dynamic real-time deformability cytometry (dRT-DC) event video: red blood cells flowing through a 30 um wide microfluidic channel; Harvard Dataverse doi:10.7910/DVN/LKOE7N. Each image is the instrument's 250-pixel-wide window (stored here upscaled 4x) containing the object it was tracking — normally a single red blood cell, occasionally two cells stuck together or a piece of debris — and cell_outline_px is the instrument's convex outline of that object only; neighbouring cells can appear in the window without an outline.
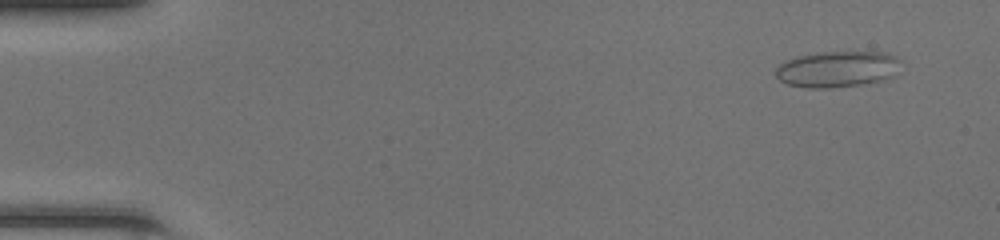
{"species": "common noctule bat (a hibernating species)", "species_latin": "Nyctalus noctula", "temperature_condition": "room temperature", "stored_images_in_passage": 49, "camera_frame_rate_fps": 3000, "um_per_image_px": 0.085, "animal": {"sex": "female", "body_mass_g": 20.0, "forearm_length_mm": 54.0}, "frame": {"image": 1, "passage_image": 4, "time_ms": 1.0, "image_size_px": [1000, 240], "cell_outline_px": [[900, 60], [892, 76], [884, 80], [864, 84], [832, 88], [808, 88], [788, 84], [780, 80], [776, 76], [776, 68], [784, 60], [796, 56], [816, 52], [880, 52], [896, 56]], "centroid_in_image_um": [71.12, 5.87], "position_along_channel_um": 13.9, "area_um2": 26.36}}
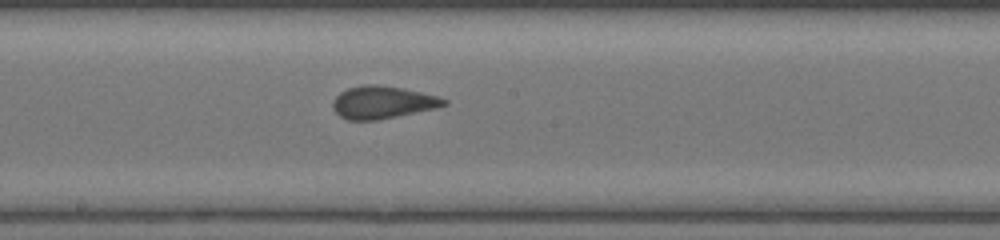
{"frame": {"image": 2, "passage_image": 27, "time_ms": 8.667, "image_size_px": [1000, 240], "cell_outline_px": [[448, 104], [436, 108], [376, 120], [348, 120], [340, 116], [332, 108], [332, 100], [340, 92], [348, 88], [368, 84], [376, 84], [404, 88], [440, 96], [448, 100]], "centroid_in_image_um": [32.53, 8.69], "position_along_channel_um": 215.7, "area_um2": 21.15}}
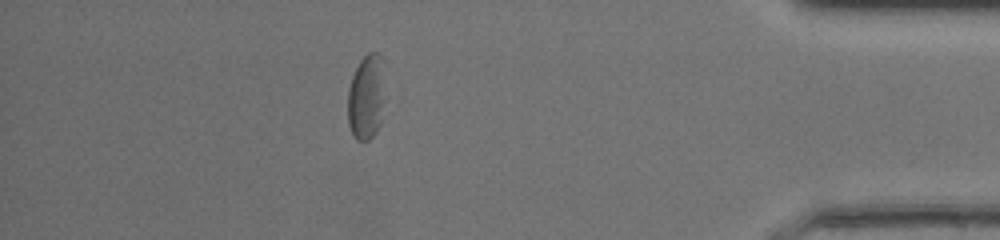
{"frame": {"image": 3, "passage_image": 43, "time_ms": 14.0, "image_size_px": [1000, 240], "cell_outline_px": [[384, 100], [380, 124], [376, 132], [368, 140], [356, 140], [352, 136], [348, 124], [348, 88], [352, 76], [360, 60], [368, 52], [380, 52], [384, 60]], "centroid_in_image_um": [31.15, 8.21], "position_along_channel_um": 404.0, "area_um2": 19.02}, "authors_computed_cell_mechanics": {"area_um2": 21.2704, "velocity_mm_per_s": 4.3192, "shape_relaxation_time_tau1_ms": null, "shape_relaxation_time_tau2_ms": 1.0052, "deformation_change_tau1": null, "deformation_change_tau2": 0.055}}